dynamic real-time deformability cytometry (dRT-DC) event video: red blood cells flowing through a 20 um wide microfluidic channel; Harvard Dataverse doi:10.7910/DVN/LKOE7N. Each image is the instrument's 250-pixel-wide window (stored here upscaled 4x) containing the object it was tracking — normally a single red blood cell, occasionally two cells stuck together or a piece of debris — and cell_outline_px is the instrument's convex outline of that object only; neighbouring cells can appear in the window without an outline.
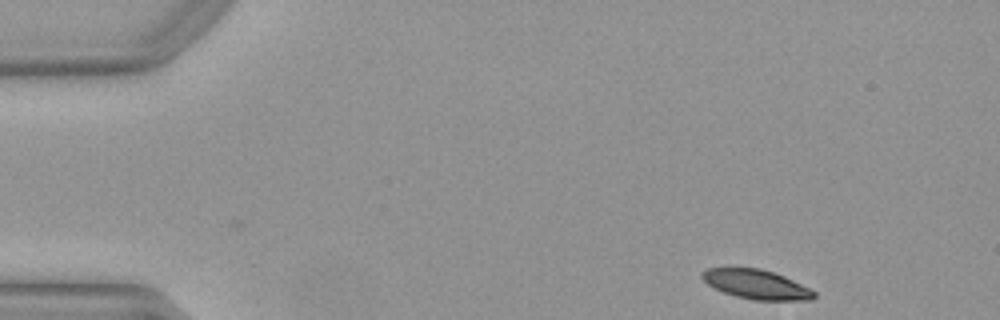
{"species": "Egyptian fruit bat (a non-hibernating species)", "species_latin": "Rousettus aegyptiacus", "temperature_condition": "warm", "stored_images_in_passage": 19, "camera_frame_rate_fps": 3000, "um_per_image_px": 0.085, "animal": {"sex": "female"}, "frame": {"image": 1, "passage_image": 1, "time_ms": 0.0, "image_size_px": [1000, 320], "cell_outline_px": [[816, 296], [812, 300], [756, 300], [736, 296], [724, 292], [708, 284], [700, 276], [700, 272], [708, 268], [760, 268], [784, 276], [816, 292]], "centroid_in_image_um": [64.28, 24.17], "position_along_channel_um": 20.7, "area_um2": 18.9}}
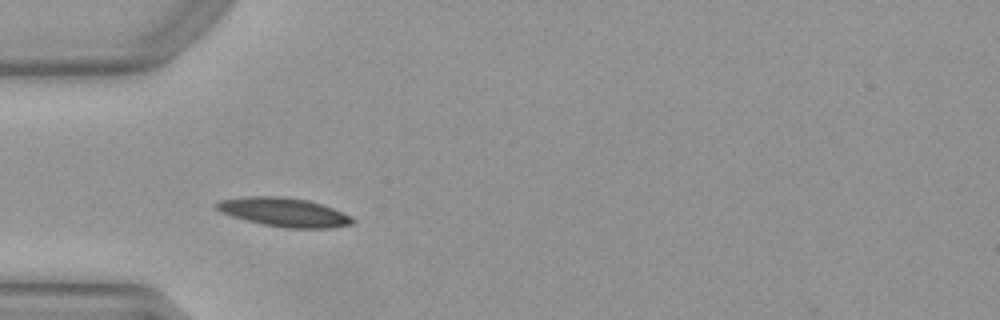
{"frame": {"image": 2, "passage_image": 11, "time_ms": 3.333, "image_size_px": [1000, 320], "cell_outline_px": [[356, 220], [352, 224], [332, 228], [284, 228], [244, 220], [220, 212], [212, 204], [220, 200], [244, 196], [280, 196], [308, 200], [332, 208], [352, 216]], "centroid_in_image_um": [24.12, 18.03], "position_along_channel_um": 60.9, "area_um2": 23.0}}
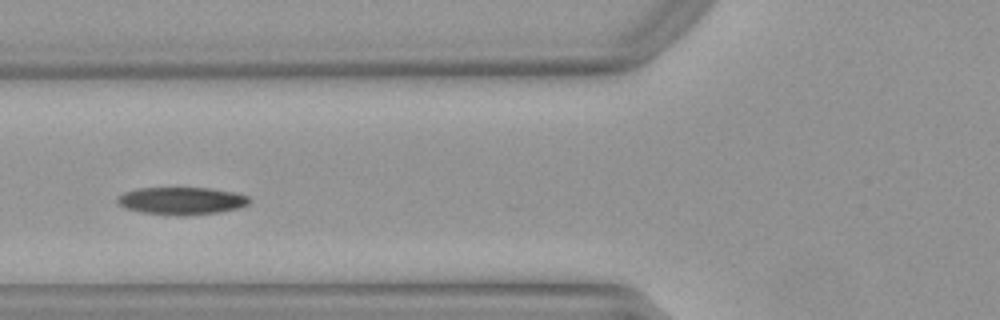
{"frame": {"image": 3, "passage_image": 15, "time_ms": 4.667, "image_size_px": [1000, 320], "cell_outline_px": [[252, 200], [248, 204], [240, 208], [220, 212], [184, 216], [176, 216], [140, 212], [124, 208], [116, 204], [116, 196], [124, 192], [140, 188], [212, 188], [236, 192], [248, 196]], "centroid_in_image_um": [15.43, 17.08], "position_along_channel_um": 110.4, "area_um2": 21.62}}